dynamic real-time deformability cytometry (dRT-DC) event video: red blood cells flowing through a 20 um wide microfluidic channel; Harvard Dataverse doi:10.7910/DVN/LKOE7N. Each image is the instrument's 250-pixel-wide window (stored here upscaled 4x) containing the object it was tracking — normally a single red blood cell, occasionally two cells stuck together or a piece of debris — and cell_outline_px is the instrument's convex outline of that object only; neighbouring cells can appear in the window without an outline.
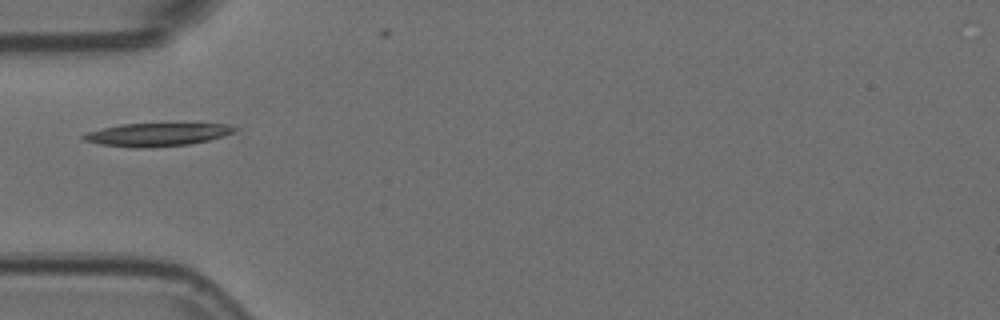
{"species": "Egyptian fruit bat (a non-hibernating species)", "species_latin": "Rousettus aegyptiacus", "temperature_condition": "room temperature", "stored_images_in_passage": 30, "camera_frame_rate_fps": 3000, "um_per_image_px": 0.085, "animal": {"sex": "female"}, "frame": {"image": 1, "passage_image": 1, "time_ms": 0.0, "image_size_px": [1000, 320], "cell_outline_px": [[236, 132], [224, 136], [208, 140], [188, 144], [136, 148], [100, 144], [84, 140], [80, 136], [88, 132], [120, 124], [228, 124], [236, 128]], "centroid_in_image_um": [13.35, 11.43], "position_along_channel_um": 71.7, "area_um2": 19.94}}
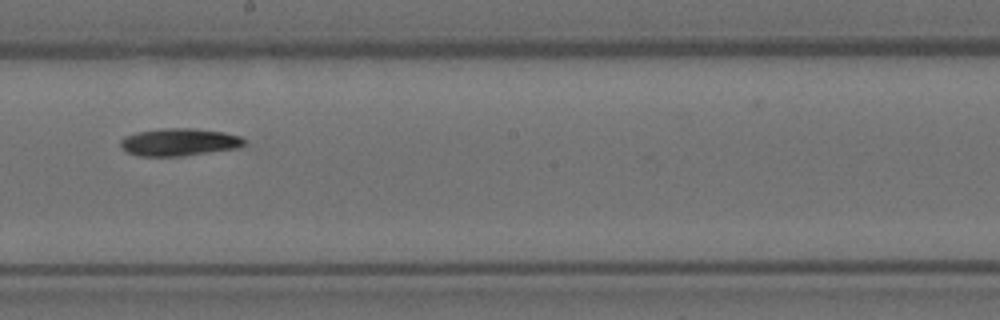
{"frame": {"image": 2, "passage_image": 14, "time_ms": 4.333, "image_size_px": [1000, 320], "cell_outline_px": [[248, 144], [240, 148], [184, 156], [140, 156], [128, 152], [120, 148], [120, 140], [124, 136], [136, 132], [164, 128], [192, 128], [224, 132], [240, 136]], "centroid_in_image_um": [15.25, 12.08], "position_along_channel_um": 233.0, "area_um2": 20.11}}
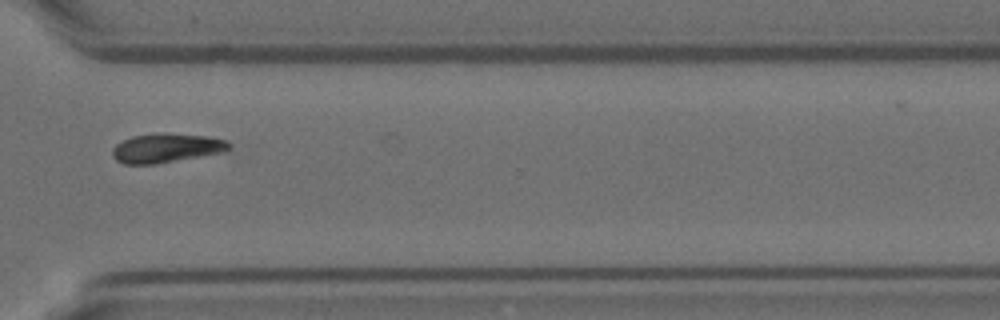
{"frame": {"image": 3, "passage_image": 24, "time_ms": 7.667, "image_size_px": [1000, 320], "cell_outline_px": [[232, 148], [224, 152], [156, 164], [124, 164], [116, 160], [112, 156], [112, 148], [116, 144], [132, 136], [156, 132], [164, 132], [208, 136], [228, 140], [232, 144]], "centroid_in_image_um": [14.17, 12.57], "position_along_channel_um": 356.4, "area_um2": 20.23}}